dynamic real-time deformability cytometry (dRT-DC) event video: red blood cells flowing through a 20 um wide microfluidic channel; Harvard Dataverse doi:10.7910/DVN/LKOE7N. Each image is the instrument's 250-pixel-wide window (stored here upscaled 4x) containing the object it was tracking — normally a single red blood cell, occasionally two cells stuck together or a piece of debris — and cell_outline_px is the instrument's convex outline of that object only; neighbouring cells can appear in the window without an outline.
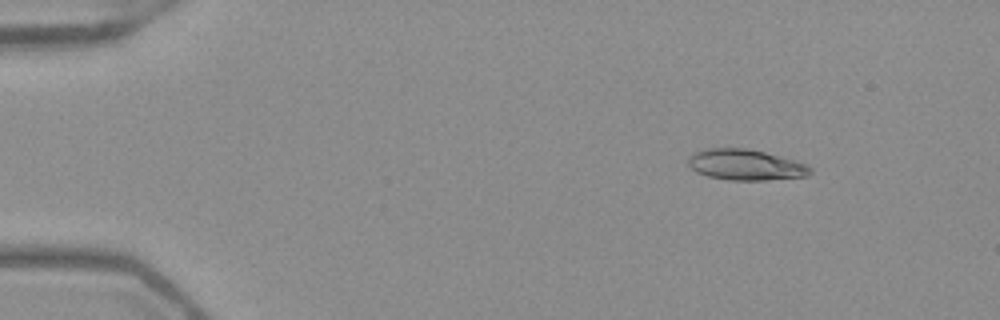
{"species": "Egyptian fruit bat (a non-hibernating species)", "species_latin": "Rousettus aegyptiacus", "temperature_condition": "warm", "stored_images_in_passage": 46, "camera_frame_rate_fps": 3000, "um_per_image_px": 0.085, "frame": {"image": 1, "passage_image": 1, "time_ms": 0.0, "image_size_px": [1000, 320], "cell_outline_px": [[812, 172], [808, 176], [764, 180], [728, 180], [708, 176], [696, 172], [688, 164], [688, 156], [704, 148], [748, 148], [764, 152], [792, 160], [804, 164], [812, 168]], "centroid_in_image_um": [63.34, 14.01], "position_along_channel_um": 21.7, "area_um2": 21.79}}
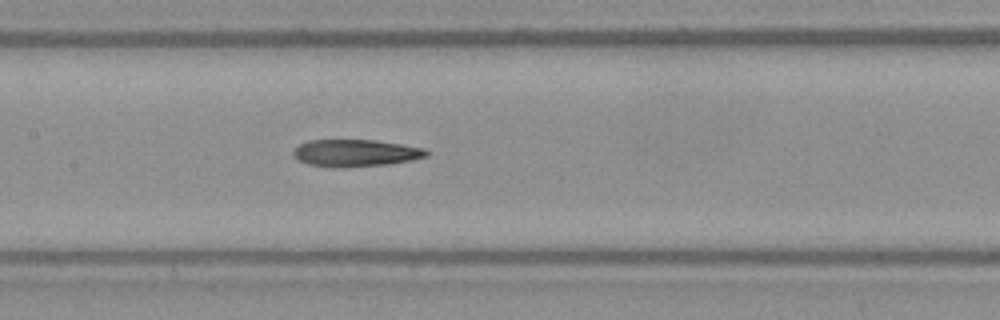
{"frame": {"image": 2, "passage_image": 20, "time_ms": 6.333, "image_size_px": [1000, 320], "cell_outline_px": [[428, 156], [412, 160], [388, 164], [344, 168], [336, 168], [308, 164], [296, 160], [292, 156], [292, 152], [300, 144], [308, 140], [376, 140], [424, 148], [428, 152]], "centroid_in_image_um": [30.18, 13.01], "position_along_channel_um": 177.2, "area_um2": 21.21}}
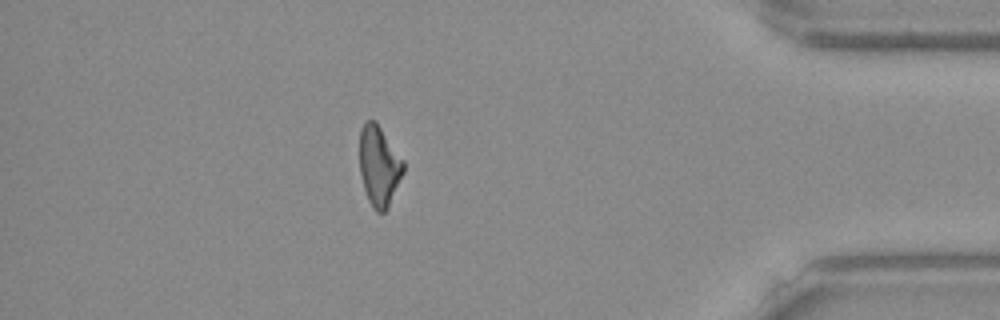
{"frame": {"image": 3, "passage_image": 40, "time_ms": 13.0, "image_size_px": [1000, 320], "cell_outline_px": [[404, 172], [388, 208], [384, 212], [376, 212], [372, 208], [368, 200], [364, 188], [360, 172], [360, 128], [364, 120], [376, 120], [404, 160]], "centroid_in_image_um": [32.22, 14.08], "position_along_channel_um": 403.0, "area_um2": 20.75}, "authors_computed_cell_mechanics": {"area_um2": 21.097, "velocity_mm_per_s": 3.962, "shape_relaxation_time_tau1_ms": null, "shape_relaxation_time_tau2_ms": 6.74, "deformation_change_tau1": null, "deformation_change_tau2": 0.2199}}